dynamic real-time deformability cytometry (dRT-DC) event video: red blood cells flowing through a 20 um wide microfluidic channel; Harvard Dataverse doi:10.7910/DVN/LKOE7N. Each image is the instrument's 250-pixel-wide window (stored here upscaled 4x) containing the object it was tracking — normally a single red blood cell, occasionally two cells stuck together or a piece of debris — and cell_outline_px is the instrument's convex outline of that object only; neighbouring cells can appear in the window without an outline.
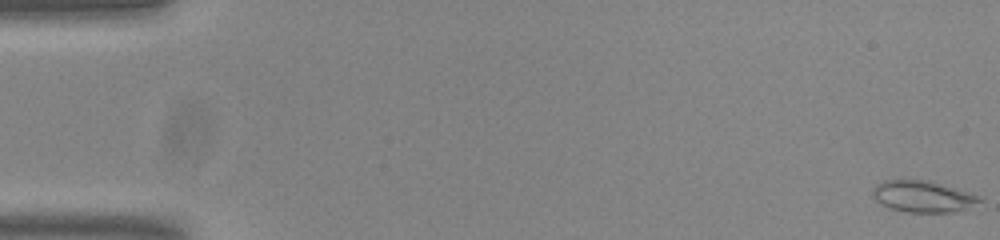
{"species": "common noctule bat (a hibernating species)", "species_latin": "Nyctalus noctula", "temperature_condition": "room temperature", "stored_images_in_passage": 54, "camera_frame_rate_fps": 3000, "um_per_image_px": 0.085, "animal": {"sex": "male", "body_mass_g": 20.0, "forearm_length_mm": 53.3}, "frame": {"image": 1, "passage_image": 1, "time_ms": 0.0, "image_size_px": [1000, 240], "cell_outline_px": [[984, 200], [964, 208], [952, 212], [908, 212], [892, 208], [880, 204], [872, 196], [872, 188], [876, 184], [884, 180], [932, 180], [984, 196]], "centroid_in_image_um": [78.47, 16.67], "position_along_channel_um": 6.5, "area_um2": 19.83}}
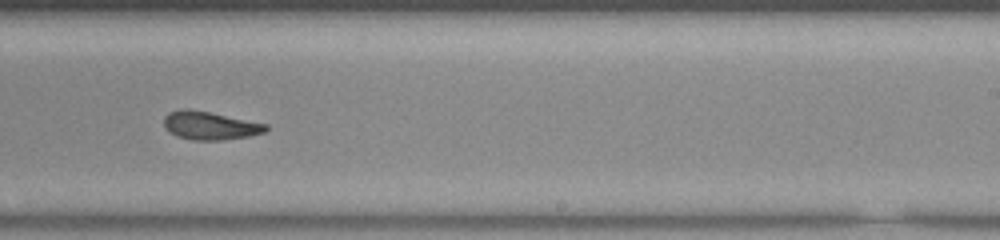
{"frame": {"image": 2, "passage_image": 34, "time_ms": 11.0, "image_size_px": [1000, 240], "cell_outline_px": [[268, 128], [264, 132], [248, 136], [224, 140], [192, 140], [176, 136], [164, 128], [164, 116], [168, 112], [180, 108], [188, 108], [268, 124]], "centroid_in_image_um": [17.8, 10.67], "position_along_channel_um": 271.2, "area_um2": 16.82}}
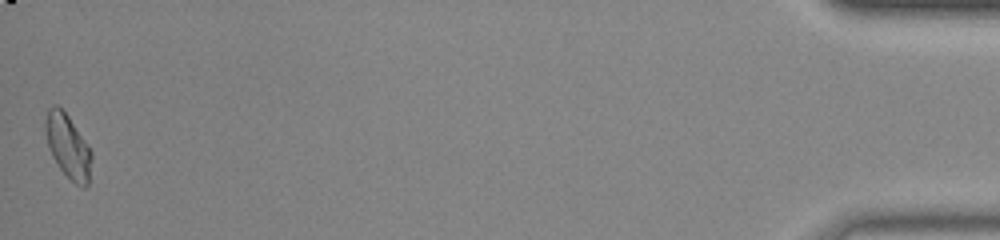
{"frame": {"image": 3, "passage_image": 54, "time_ms": 17.667, "image_size_px": [1000, 240], "cell_outline_px": [[92, 156], [88, 184], [84, 188], [80, 188], [60, 168], [52, 156], [48, 148], [44, 132], [44, 124], [48, 108], [52, 104], [56, 104], [68, 116], [88, 144], [92, 152]], "centroid_in_image_um": [5.76, 12.42], "position_along_channel_um": 429.4, "area_um2": 17.22}, "authors_computed_cell_mechanics": {"area_um2": 17.2244, "velocity_mm_per_s": 3.8203, "shape_relaxation_time_tau1_ms": null, "shape_relaxation_time_tau2_ms": 2.5128, "deformation_change_tau1": null, "deformation_change_tau2": 0.0847}}